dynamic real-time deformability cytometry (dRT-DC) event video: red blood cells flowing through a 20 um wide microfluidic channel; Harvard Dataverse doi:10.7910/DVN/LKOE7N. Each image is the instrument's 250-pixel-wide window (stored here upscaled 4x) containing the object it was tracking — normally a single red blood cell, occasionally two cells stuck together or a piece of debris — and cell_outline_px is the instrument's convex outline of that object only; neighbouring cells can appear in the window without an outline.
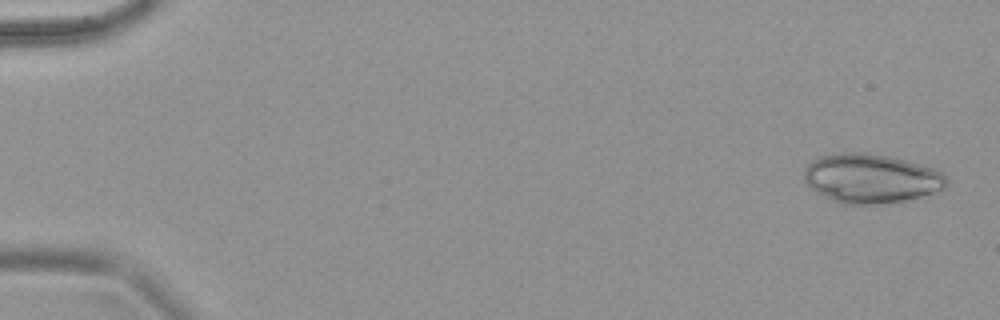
{"species": "common noctule bat (a hibernating species)", "species_latin": "Nyctalus noctula", "temperature_condition": "warm", "stored_images_in_passage": 8, "camera_frame_rate_fps": 3000, "um_per_image_px": 0.085, "animal": {"sex": "female", "body_mass_g": 18.4}, "frame": {"image": 1, "passage_image": 1, "time_ms": 0.0, "image_size_px": [1000, 320], "cell_outline_px": [[948, 184], [944, 188], [920, 196], [904, 200], [880, 204], [844, 204], [832, 200], [816, 192], [804, 180], [804, 168], [812, 160], [820, 156], [844, 152], [860, 152], [888, 156], [936, 168], [948, 180]], "centroid_in_image_um": [74.02, 15.16], "position_along_channel_um": 11.0, "area_um2": 40.63}}
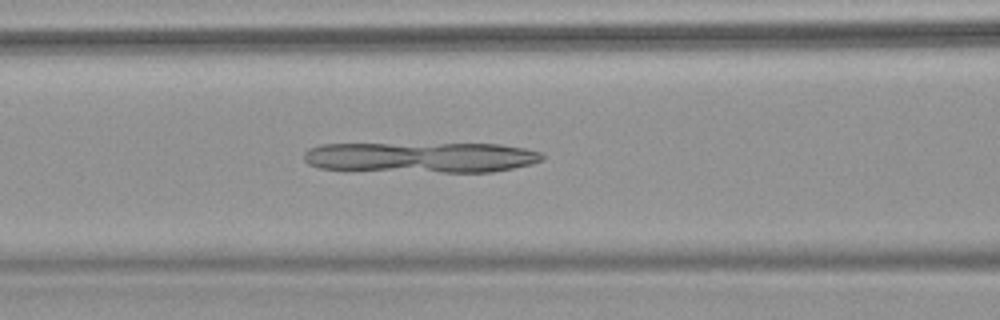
{"frame": {"image": 2, "passage_image": 8, "time_ms": 2.333, "image_size_px": [1000, 320], "cell_outline_px": [[544, 160], [532, 164], [492, 172], [440, 172], [316, 168], [308, 164], [304, 160], [304, 152], [308, 148], [320, 144], [500, 144], [524, 148], [540, 152], [544, 156]], "centroid_in_image_um": [35.8, 13.37], "position_along_channel_um": 130.8, "area_um2": 42.43}}